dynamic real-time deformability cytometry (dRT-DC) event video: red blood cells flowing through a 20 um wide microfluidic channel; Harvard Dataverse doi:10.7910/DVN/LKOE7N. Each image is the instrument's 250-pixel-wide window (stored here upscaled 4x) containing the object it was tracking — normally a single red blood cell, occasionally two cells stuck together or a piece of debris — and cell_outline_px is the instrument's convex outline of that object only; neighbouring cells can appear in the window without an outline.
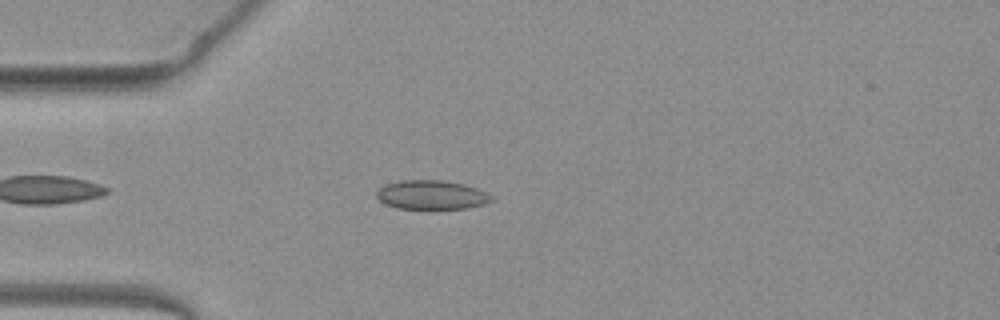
{"species": "common noctule bat (a hibernating species)", "species_latin": "Nyctalus noctula", "temperature_condition": "warm", "stored_images_in_passage": 43, "camera_frame_rate_fps": 3000, "um_per_image_px": 0.085, "animal": {"sex": "female", "body_mass_g": 19.3, "forearm_length_mm": 54.1}, "frame": {"image": 1, "passage_image": 6, "time_ms": 1.667, "image_size_px": [1000, 320], "cell_outline_px": [[492, 200], [484, 204], [464, 208], [396, 208], [380, 200], [376, 196], [376, 192], [384, 184], [404, 180], [440, 180], [460, 184], [476, 188], [492, 196]], "centroid_in_image_um": [36.64, 16.56], "position_along_channel_um": 48.4, "area_um2": 18.96}}
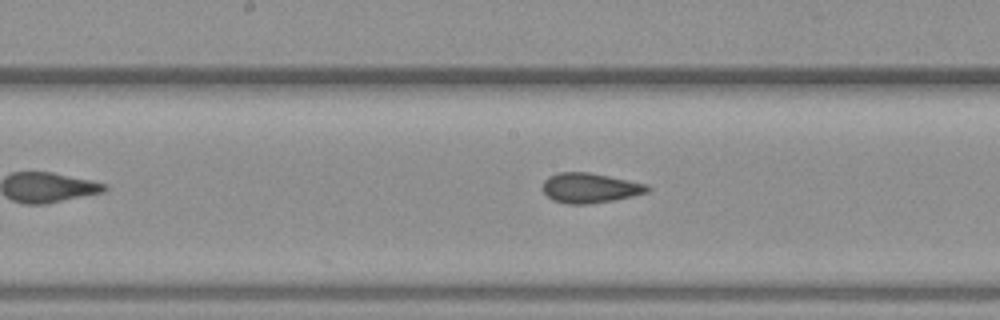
{"frame": {"image": 2, "passage_image": 18, "time_ms": 5.667, "image_size_px": [1000, 320], "cell_outline_px": [[652, 188], [648, 192], [632, 196], [612, 200], [588, 204], [568, 204], [552, 200], [540, 188], [544, 180], [548, 176], [560, 172], [588, 172], [648, 184]], "centroid_in_image_um": [50.12, 15.97], "position_along_channel_um": 198.1, "area_um2": 18.32}}
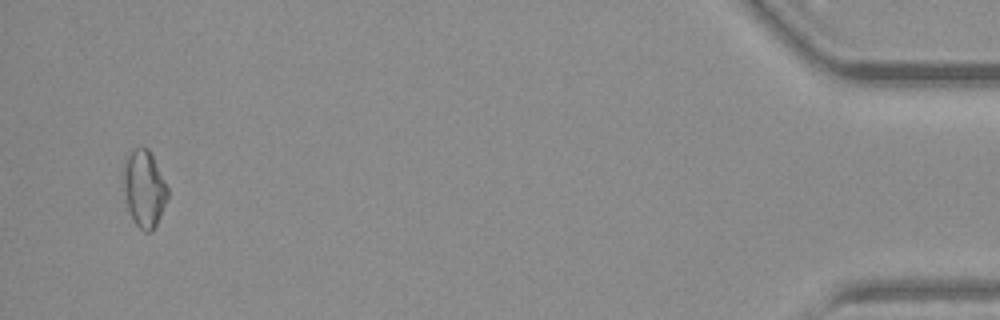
{"frame": {"image": 3, "passage_image": 41, "time_ms": 13.333, "image_size_px": [1000, 320], "cell_outline_px": [[168, 196], [160, 216], [152, 232], [144, 232], [136, 224], [128, 208], [120, 180], [124, 160], [132, 148], [148, 148], [168, 188]], "centroid_in_image_um": [12.2, 16.01], "position_along_channel_um": 423.0, "area_um2": 19.94}, "authors_computed_cell_mechanics": {"area_um2": 18.4382, "velocity_mm_per_s": 4.0701, "shape_relaxation_time_tau1_ms": null, "shape_relaxation_time_tau2_ms": 1.9847, "deformation_change_tau1": null, "deformation_change_tau2": 0.0744}}